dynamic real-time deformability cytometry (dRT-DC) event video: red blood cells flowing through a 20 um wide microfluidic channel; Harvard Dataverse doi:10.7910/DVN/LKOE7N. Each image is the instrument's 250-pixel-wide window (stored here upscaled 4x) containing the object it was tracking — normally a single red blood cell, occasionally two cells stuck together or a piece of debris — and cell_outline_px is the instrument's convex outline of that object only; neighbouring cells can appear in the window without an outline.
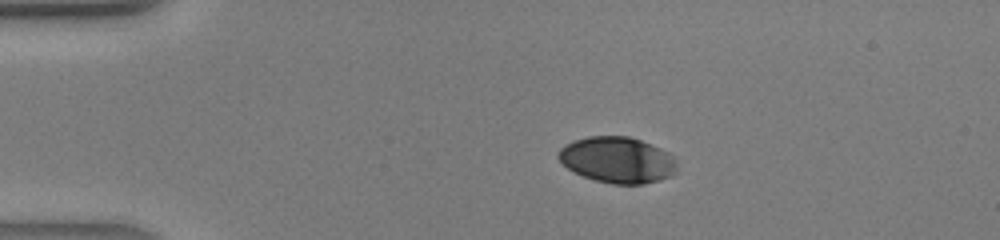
{"species": "human", "species_latin": "Homo sapiens", "temperature_condition": "warm", "stored_images_in_passage": 34, "camera_frame_rate_fps": 3000, "um_per_image_px": 0.085, "donor": {"sex": "male"}, "frame": {"image": 1, "passage_image": 1, "time_ms": 0.0, "image_size_px": [1000, 240], "cell_outline_px": [[676, 172], [672, 176], [660, 180], [644, 184], [612, 184], [596, 180], [584, 176], [568, 168], [556, 156], [560, 148], [572, 140], [588, 136], [628, 136], [640, 140], [660, 148], [668, 152], [676, 160]], "centroid_in_image_um": [52.49, 13.59], "position_along_channel_um": 32.5, "area_um2": 31.85}}
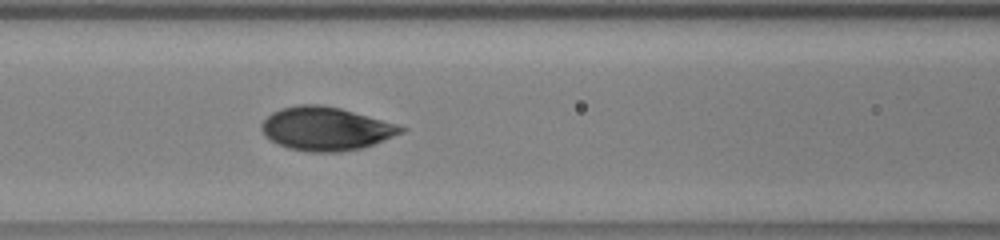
{"frame": {"image": 2, "passage_image": 11, "time_ms": 3.333, "image_size_px": [1000, 240], "cell_outline_px": [[408, 128], [404, 132], [372, 144], [360, 148], [340, 152], [312, 152], [288, 148], [264, 136], [260, 128], [260, 124], [272, 112], [280, 108], [300, 104], [320, 104], [340, 108], [396, 124]], "centroid_in_image_um": [27.67, 10.93], "position_along_channel_um": 138.9, "area_um2": 35.08}}
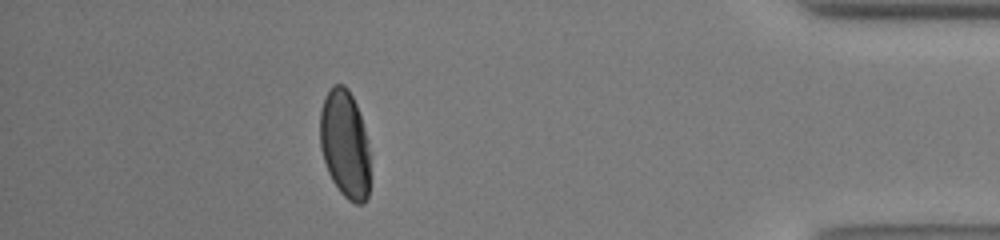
{"frame": {"image": 3, "passage_image": 30, "time_ms": 9.667, "image_size_px": [1000, 240], "cell_outline_px": [[368, 196], [364, 204], [356, 204], [348, 200], [340, 192], [332, 180], [328, 172], [320, 148], [320, 112], [324, 96], [332, 84], [344, 84], [348, 88], [356, 104], [368, 140]], "centroid_in_image_um": [29.29, 12.22], "position_along_channel_um": 405.9, "area_um2": 31.56}}